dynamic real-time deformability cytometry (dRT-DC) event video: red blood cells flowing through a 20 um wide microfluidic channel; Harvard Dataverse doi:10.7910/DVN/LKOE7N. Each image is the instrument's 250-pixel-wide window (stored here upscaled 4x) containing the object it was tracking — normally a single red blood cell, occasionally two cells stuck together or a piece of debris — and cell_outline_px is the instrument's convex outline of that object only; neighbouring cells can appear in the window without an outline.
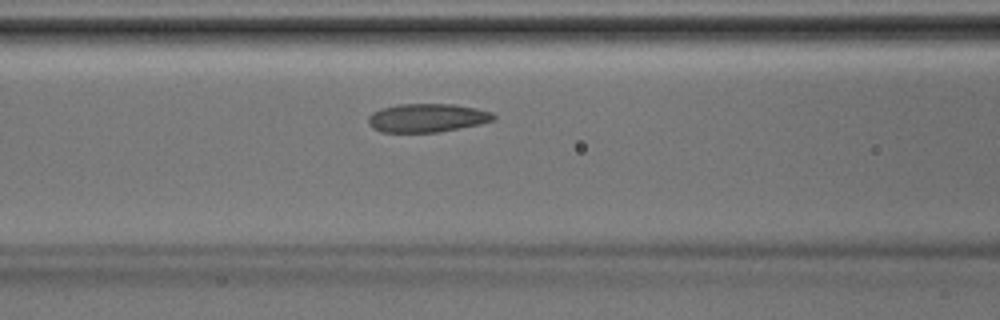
{"species": "Egyptian fruit bat (a non-hibernating species)", "species_latin": "Rousettus aegyptiacus", "temperature_condition": "room temperature", "stored_images_in_passage": 35, "camera_frame_rate_fps": 3000, "um_per_image_px": 0.085, "animal": {"sex": "male"}, "frame": {"image": 1, "passage_image": 12, "time_ms": 3.667, "image_size_px": [1000, 320], "cell_outline_px": [[496, 120], [480, 124], [440, 132], [380, 132], [372, 128], [368, 124], [368, 116], [372, 112], [380, 108], [396, 104], [452, 104], [476, 108], [492, 112], [496, 116]], "centroid_in_image_um": [36.29, 10.02], "position_along_channel_um": 130.3, "area_um2": 21.1}}
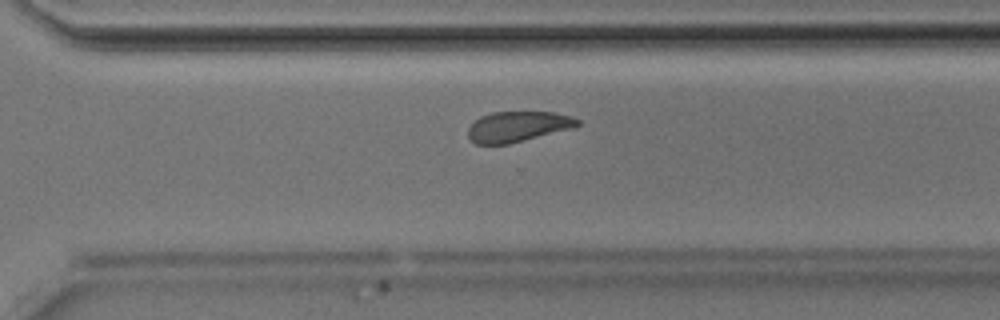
{"frame": {"image": 2, "passage_image": 24, "time_ms": 7.667, "image_size_px": [1000, 320], "cell_outline_px": [[580, 124], [568, 128], [508, 144], [476, 144], [468, 136], [468, 128], [480, 116], [492, 112], [556, 112], [572, 116], [580, 120]], "centroid_in_image_um": [43.98, 10.74], "position_along_channel_um": 326.6, "area_um2": 19.02}}
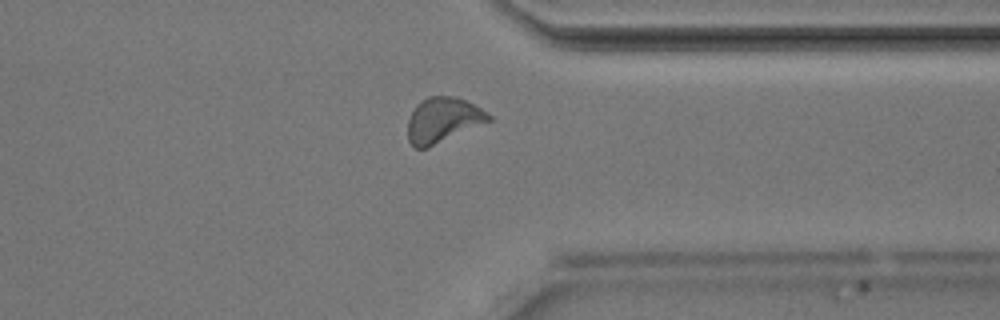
{"frame": {"image": 3, "passage_image": 27, "time_ms": 8.667, "image_size_px": [1000, 320], "cell_outline_px": [[492, 120], [428, 148], [416, 148], [408, 140], [408, 120], [416, 104], [420, 100], [428, 96], [456, 96], [488, 112], [492, 116]], "centroid_in_image_um": [37.64, 10.2], "position_along_channel_um": 373.8, "area_um2": 21.27}}